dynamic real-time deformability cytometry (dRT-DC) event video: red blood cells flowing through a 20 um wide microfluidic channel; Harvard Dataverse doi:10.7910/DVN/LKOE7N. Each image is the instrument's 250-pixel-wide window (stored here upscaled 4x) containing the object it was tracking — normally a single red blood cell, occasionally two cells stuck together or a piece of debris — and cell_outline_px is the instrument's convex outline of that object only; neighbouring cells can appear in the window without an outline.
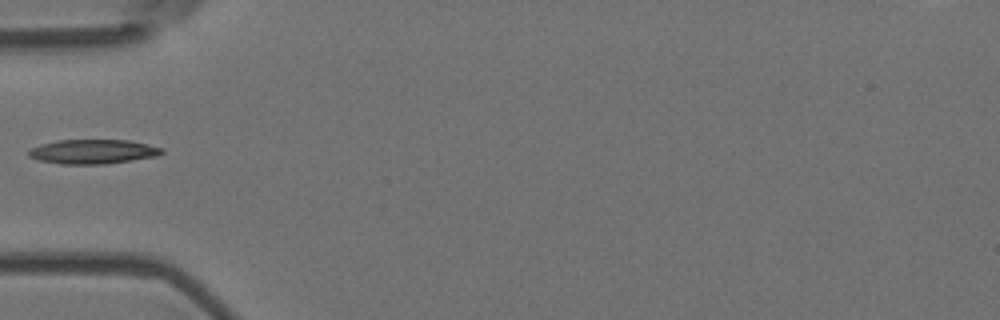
{"species": "Egyptian fruit bat (a non-hibernating species)", "species_latin": "Rousettus aegyptiacus", "temperature_condition": "room temperature", "stored_images_in_passage": 2, "camera_frame_rate_fps": 3000, "um_per_image_px": 0.085, "animal": {"sex": "female"}, "frame": {"image": 1, "passage_image": 1, "time_ms": 0.0, "image_size_px": [1000, 320], "cell_outline_px": [[164, 152], [156, 156], [132, 160], [104, 164], [60, 164], [40, 160], [28, 156], [28, 152], [32, 148], [56, 140], [128, 140], [148, 144], [164, 148]], "centroid_in_image_um": [7.93, 12.89], "position_along_channel_um": 77.1, "area_um2": 18.79}}
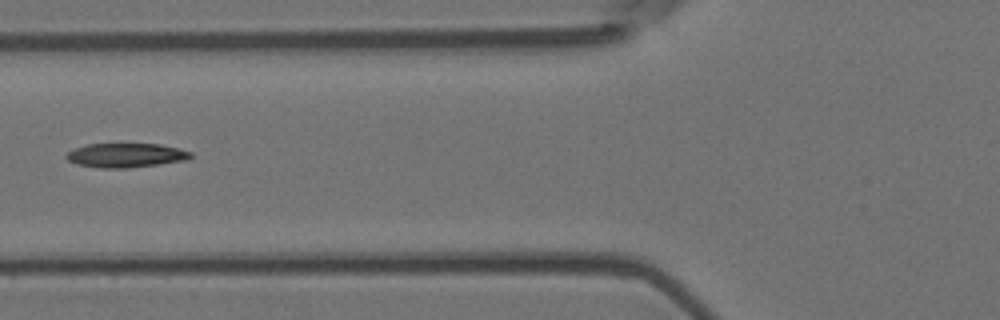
{"frame": {"image": 2, "passage_image": 2, "time_ms": 0.333, "image_size_px": [1000, 320], "cell_outline_px": [[192, 156], [188, 160], [128, 168], [100, 168], [76, 164], [68, 160], [64, 156], [68, 152], [76, 148], [88, 144], [160, 144], [192, 152]], "centroid_in_image_um": [10.69, 13.2], "position_along_channel_um": 115.1, "area_um2": 17.46}}